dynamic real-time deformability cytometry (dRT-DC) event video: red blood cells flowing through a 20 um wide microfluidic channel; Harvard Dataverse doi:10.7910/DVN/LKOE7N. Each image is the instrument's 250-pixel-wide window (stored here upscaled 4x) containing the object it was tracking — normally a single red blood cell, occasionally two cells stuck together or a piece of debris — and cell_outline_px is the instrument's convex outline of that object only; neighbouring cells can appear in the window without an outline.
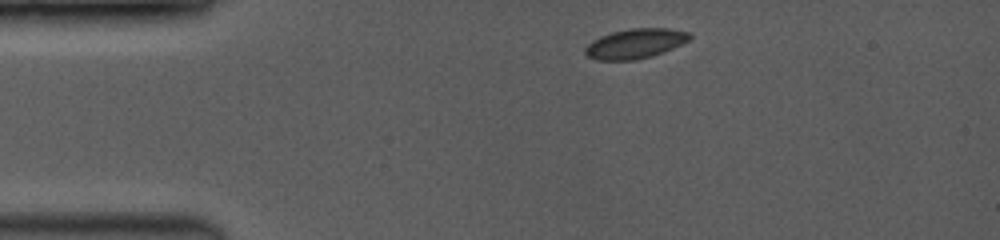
{"species": "common noctule bat (a hibernating species)", "species_latin": "Nyctalus noctula", "temperature_condition": "room temperature", "stored_images_in_passage": 6, "camera_frame_rate_fps": 3500, "um_per_image_px": 0.085, "animal": {"sex": "female", "body_mass_g": 19.0, "forearm_length_mm": 53.3}, "frame": {"image": 1, "passage_image": 1, "time_ms": 0.0, "image_size_px": [1000, 240], "cell_outline_px": [[692, 40], [664, 52], [652, 56], [636, 60], [596, 60], [588, 56], [584, 52], [584, 48], [592, 40], [600, 36], [612, 32], [632, 28], [668, 28], [688, 32], [692, 36]], "centroid_in_image_um": [54.02, 3.71], "position_along_channel_um": 31.0, "area_um2": 18.32}}
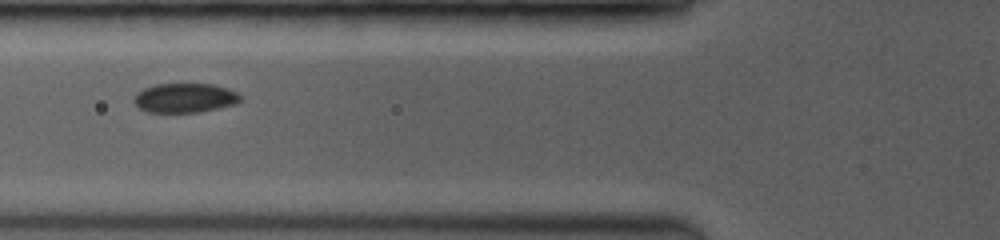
{"frame": {"image": 2, "passage_image": 5, "time_ms": 3.143, "image_size_px": [1000, 240], "cell_outline_px": [[240, 100], [236, 104], [200, 112], [148, 112], [140, 108], [136, 104], [136, 92], [144, 88], [156, 84], [212, 84], [236, 92], [240, 96]], "centroid_in_image_um": [15.71, 8.32], "position_along_channel_um": 110.1, "area_um2": 17.92}}
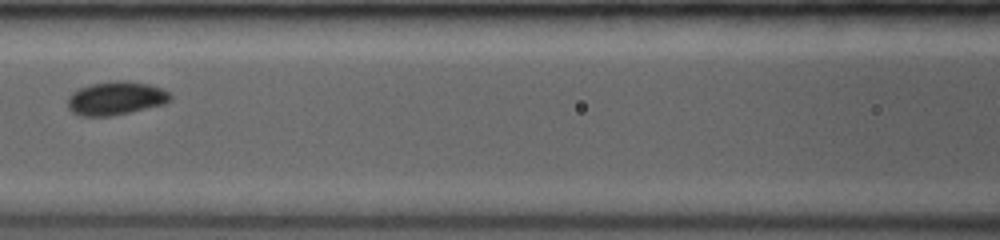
{"frame": {"image": 3, "passage_image": 6, "time_ms": 4.286, "image_size_px": [1000, 240], "cell_outline_px": [[172, 100], [164, 104], [112, 116], [80, 116], [72, 112], [68, 108], [68, 96], [72, 92], [80, 88], [92, 84], [116, 80], [124, 80], [148, 84], [160, 88], [168, 92], [172, 96]], "centroid_in_image_um": [9.84, 8.36], "position_along_channel_um": 156.8, "area_um2": 20.0}}